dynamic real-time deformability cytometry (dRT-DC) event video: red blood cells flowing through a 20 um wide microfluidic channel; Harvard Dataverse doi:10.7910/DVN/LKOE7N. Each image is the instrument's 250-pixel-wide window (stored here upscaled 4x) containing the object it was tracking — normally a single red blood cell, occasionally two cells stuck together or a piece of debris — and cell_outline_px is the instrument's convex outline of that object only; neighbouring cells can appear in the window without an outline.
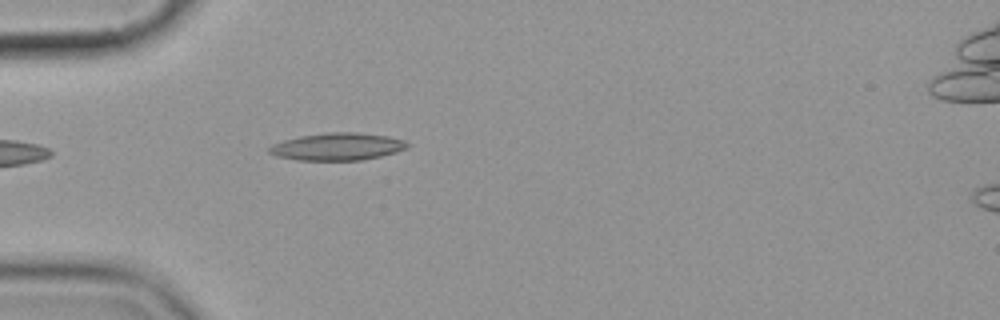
{"species": "common noctule bat (a hibernating species)", "species_latin": "Nyctalus noctula", "temperature_condition": "cold", "stored_images_in_passage": 6, "camera_frame_rate_fps": 3000, "um_per_image_px": 0.085, "animal": {"sex": "female", "body_mass_g": 19.9}, "frame": {"image": 1, "passage_image": 5, "time_ms": 4.667, "image_size_px": [1000, 320], "cell_outline_px": [[412, 144], [408, 148], [396, 152], [380, 156], [360, 160], [296, 160], [276, 156], [268, 152], [268, 148], [272, 144], [284, 140], [300, 136], [328, 132], [356, 132], [388, 136], [404, 140]], "centroid_in_image_um": [28.7, 12.46], "position_along_channel_um": 56.3, "area_um2": 22.14}}